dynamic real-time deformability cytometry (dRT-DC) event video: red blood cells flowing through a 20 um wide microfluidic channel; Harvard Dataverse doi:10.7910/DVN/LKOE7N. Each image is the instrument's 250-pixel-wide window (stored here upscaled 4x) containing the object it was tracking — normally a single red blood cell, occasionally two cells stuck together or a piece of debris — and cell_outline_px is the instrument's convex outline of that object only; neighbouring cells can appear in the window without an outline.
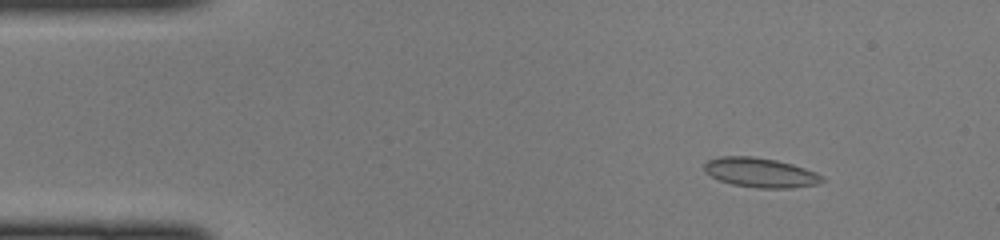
{"species": "common noctule bat (a hibernating species)", "species_latin": "Nyctalus noctula", "temperature_condition": "cold", "stored_images_in_passage": 15, "camera_frame_rate_fps": 3000, "um_per_image_px": 0.085, "animal": {"sex": "female", "body_mass_g": 22.0, "forearm_length_mm": 56.7}, "frame": {"image": 1, "passage_image": 6, "time_ms": 1.667, "image_size_px": [1000, 240], "cell_outline_px": [[824, 180], [816, 184], [792, 188], [756, 188], [732, 184], [720, 180], [704, 172], [704, 164], [708, 160], [720, 156], [752, 156], [776, 160], [792, 164], [816, 172]], "centroid_in_image_um": [64.6, 14.67], "position_along_channel_um": 20.4, "area_um2": 20.17}}
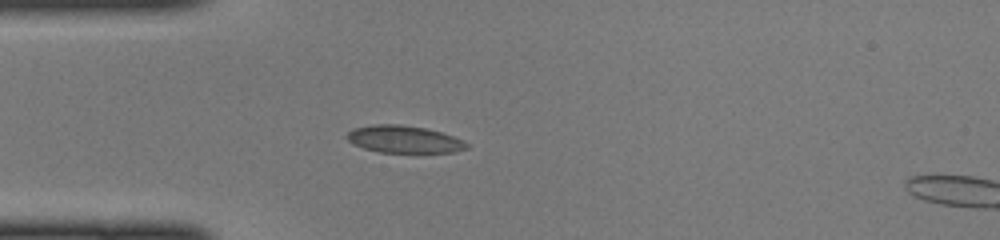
{"frame": {"image": 2, "passage_image": 13, "time_ms": 4.0, "image_size_px": [1000, 240], "cell_outline_px": [[468, 148], [452, 152], [380, 152], [364, 148], [352, 144], [344, 136], [348, 132], [356, 128], [372, 124], [400, 124], [424, 128], [440, 132], [464, 140], [468, 144]], "centroid_in_image_um": [34.31, 11.83], "position_along_channel_um": 50.7, "area_um2": 18.9}}